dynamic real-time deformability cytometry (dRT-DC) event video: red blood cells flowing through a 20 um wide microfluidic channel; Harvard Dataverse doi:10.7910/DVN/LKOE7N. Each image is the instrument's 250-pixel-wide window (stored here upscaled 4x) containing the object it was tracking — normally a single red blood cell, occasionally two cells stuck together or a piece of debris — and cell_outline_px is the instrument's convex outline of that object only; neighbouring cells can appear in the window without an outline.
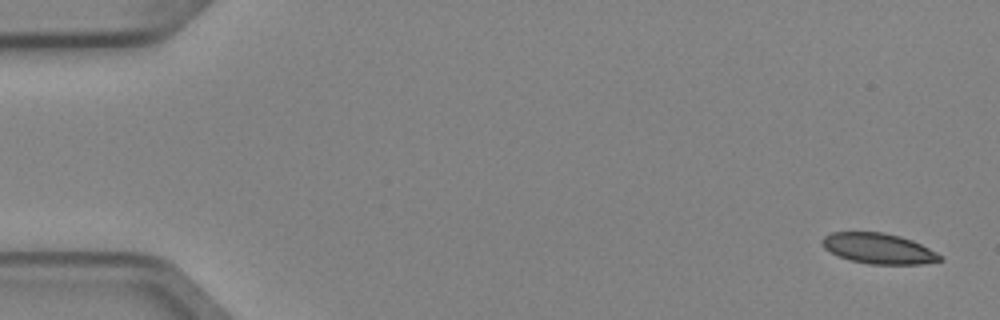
{"species": "Egyptian fruit bat (a non-hibernating species)", "species_latin": "Rousettus aegyptiacus", "temperature_condition": "cold", "stored_images_in_passage": 4, "camera_frame_rate_fps": 3000, "um_per_image_px": 0.085, "animal": {"sex": "female"}, "frame": {"image": 1, "passage_image": 1, "time_ms": 0.0, "image_size_px": [1000, 320], "cell_outline_px": [[944, 260], [920, 264], [868, 264], [852, 260], [840, 256], [824, 248], [820, 240], [824, 236], [832, 232], [884, 232], [900, 236], [912, 240], [936, 252]], "centroid_in_image_um": [74.67, 21.11], "position_along_channel_um": 10.3, "area_um2": 20.75}}